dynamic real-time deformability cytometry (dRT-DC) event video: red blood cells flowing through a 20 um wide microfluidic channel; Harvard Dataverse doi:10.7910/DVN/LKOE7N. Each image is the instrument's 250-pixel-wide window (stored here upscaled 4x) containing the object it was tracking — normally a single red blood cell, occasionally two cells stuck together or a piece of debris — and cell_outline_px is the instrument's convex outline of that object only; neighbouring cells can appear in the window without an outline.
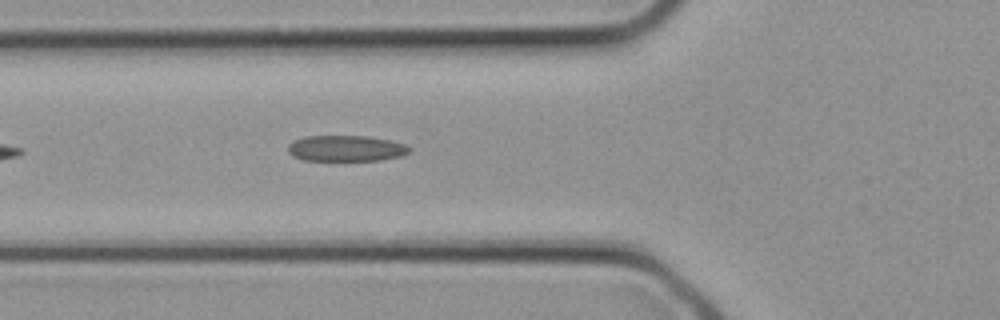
{"species": "common noctule bat (a hibernating species)", "species_latin": "Nyctalus noctula", "temperature_condition": "cold", "stored_images_in_passage": 3, "camera_frame_rate_fps": 3000, "um_per_image_px": 0.085, "animal": {"sex": "female", "body_mass_g": 21.9}, "frame": {"image": 1, "passage_image": 3, "time_ms": 0.667, "image_size_px": [1000, 320], "cell_outline_px": [[412, 148], [408, 152], [400, 156], [380, 160], [304, 160], [292, 156], [288, 152], [288, 144], [304, 136], [364, 136], [388, 140], [404, 144]], "centroid_in_image_um": [29.38, 12.61], "position_along_channel_um": 96.4, "area_um2": 18.15}}